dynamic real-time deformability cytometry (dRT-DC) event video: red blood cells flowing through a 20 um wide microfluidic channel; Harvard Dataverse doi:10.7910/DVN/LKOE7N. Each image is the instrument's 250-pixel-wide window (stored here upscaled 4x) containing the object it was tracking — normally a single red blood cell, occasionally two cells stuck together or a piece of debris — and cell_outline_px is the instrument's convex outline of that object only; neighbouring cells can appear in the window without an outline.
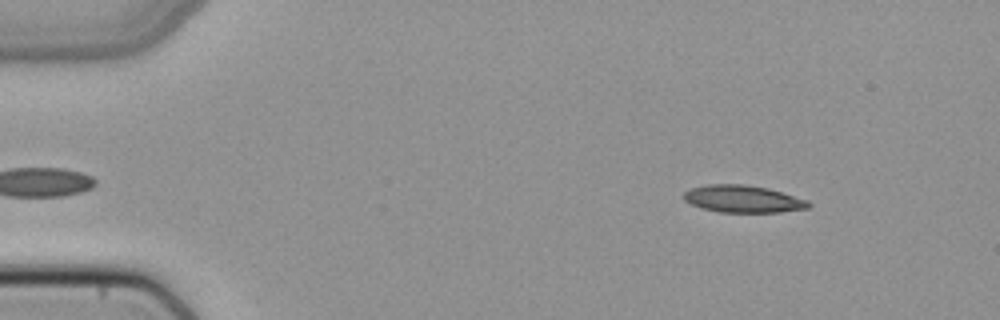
{"species": "common noctule bat (a hibernating species)", "species_latin": "Nyctalus noctula", "temperature_condition": "cold", "stored_images_in_passage": 50, "camera_frame_rate_fps": 3000, "um_per_image_px": 0.085, "animal": {"sex": "female", "body_mass_g": 22.7, "forearm_length_mm": 54.2}, "frame": {"image": 1, "passage_image": 6, "time_ms": 1.667, "image_size_px": [1000, 320], "cell_outline_px": [[812, 204], [808, 208], [780, 212], [720, 212], [700, 208], [684, 200], [684, 192], [692, 188], [704, 184], [744, 184], [768, 188], [808, 200]], "centroid_in_image_um": [63.15, 16.91], "position_along_channel_um": 21.8, "area_um2": 19.83}}
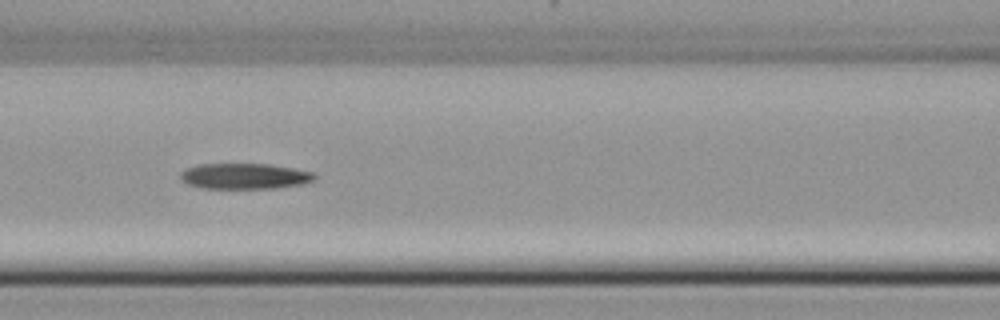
{"frame": {"image": 2, "passage_image": 22, "time_ms": 7.0, "image_size_px": [1000, 320], "cell_outline_px": [[316, 180], [304, 184], [276, 188], [204, 188], [188, 184], [180, 180], [180, 172], [188, 168], [200, 164], [272, 164], [312, 172], [316, 176]], "centroid_in_image_um": [20.82, 14.97], "position_along_channel_um": 145.8, "area_um2": 20.11}}
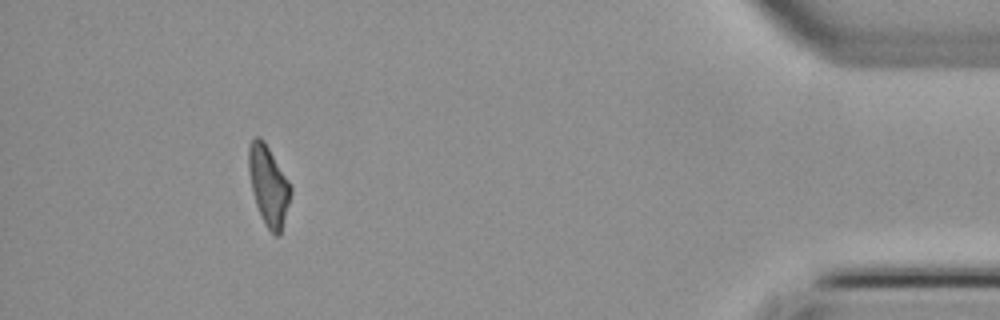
{"frame": {"image": 3, "passage_image": 46, "time_ms": 15.0, "image_size_px": [1000, 320], "cell_outline_px": [[292, 192], [280, 236], [276, 236], [264, 224], [256, 204], [252, 192], [248, 172], [248, 148], [252, 140], [256, 136], [260, 136], [264, 140], [288, 180], [292, 188]], "centroid_in_image_um": [22.81, 15.76], "position_along_channel_um": 412.4, "area_um2": 19.54}}